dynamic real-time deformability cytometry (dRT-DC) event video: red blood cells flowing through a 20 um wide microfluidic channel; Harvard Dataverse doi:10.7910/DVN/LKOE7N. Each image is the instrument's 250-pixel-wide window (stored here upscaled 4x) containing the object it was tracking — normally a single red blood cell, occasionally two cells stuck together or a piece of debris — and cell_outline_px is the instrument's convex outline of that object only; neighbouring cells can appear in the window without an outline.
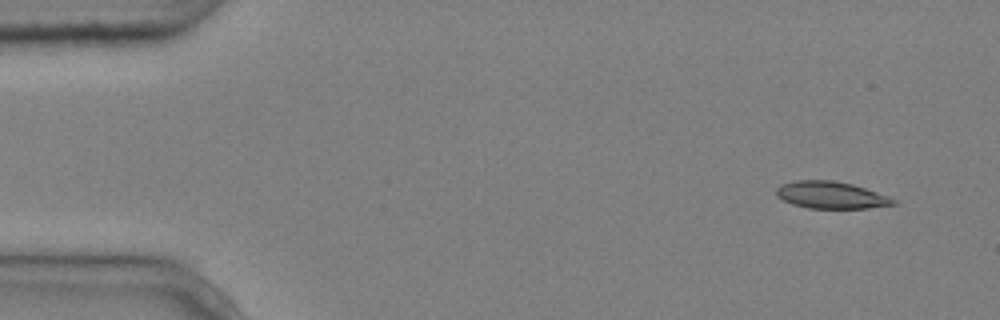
{"species": "common noctule bat (a hibernating species)", "species_latin": "Nyctalus noctula", "temperature_condition": "cold", "stored_images_in_passage": 4, "camera_frame_rate_fps": 3000, "um_per_image_px": 0.085, "animal": {"sex": "male", "body_mass_g": 20.4}, "frame": {"image": 1, "passage_image": 1, "time_ms": 0.0, "image_size_px": [1000, 320], "cell_outline_px": [[896, 204], [868, 208], [808, 208], [792, 204], [776, 196], [776, 188], [780, 184], [796, 180], [832, 180], [852, 184], [888, 196], [896, 200]], "centroid_in_image_um": [70.6, 16.58], "position_along_channel_um": 14.4, "area_um2": 18.38}}
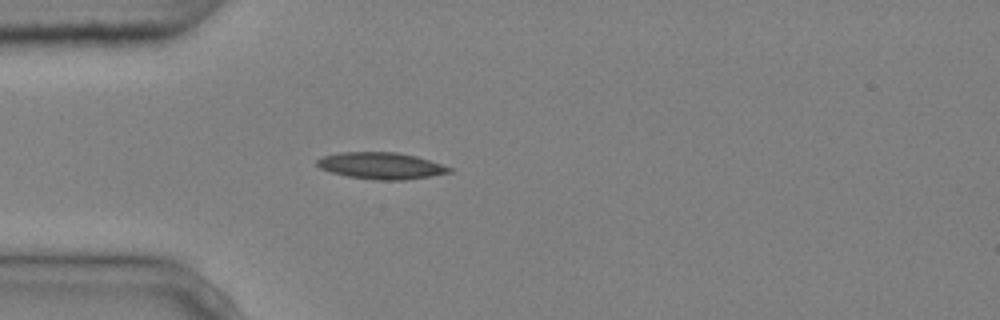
{"frame": {"image": 2, "passage_image": 4, "time_ms": 1.0, "image_size_px": [1000, 320], "cell_outline_px": [[452, 172], [404, 180], [376, 180], [348, 176], [332, 172], [320, 168], [316, 164], [316, 160], [324, 156], [340, 152], [396, 152], [416, 156], [452, 168]], "centroid_in_image_um": [32.37, 14.08], "position_along_channel_um": 52.6, "area_um2": 20.29}}